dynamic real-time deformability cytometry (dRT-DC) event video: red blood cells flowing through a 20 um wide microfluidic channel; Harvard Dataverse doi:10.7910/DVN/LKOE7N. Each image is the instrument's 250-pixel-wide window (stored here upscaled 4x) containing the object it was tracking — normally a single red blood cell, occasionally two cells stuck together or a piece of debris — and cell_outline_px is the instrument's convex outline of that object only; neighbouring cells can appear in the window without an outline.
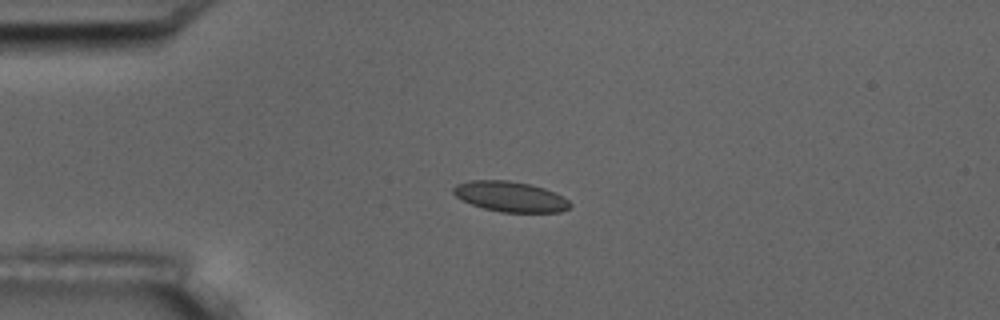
{"species": "common noctule bat (a hibernating species)", "species_latin": "Nyctalus noctula", "temperature_condition": "room temperature", "stored_images_in_passage": 6, "camera_frame_rate_fps": 3000, "um_per_image_px": 0.085, "animal": {"sex": "male", "body_mass_g": 17.5, "forearm_length_mm": 52.3}, "frame": {"image": 1, "passage_image": 3, "time_ms": 2.333, "image_size_px": [1000, 320], "cell_outline_px": [[572, 204], [568, 208], [560, 212], [500, 212], [484, 208], [460, 200], [452, 192], [452, 188], [456, 184], [468, 180], [508, 180], [528, 184], [544, 188], [564, 196]], "centroid_in_image_um": [43.35, 16.7], "position_along_channel_um": 41.6, "area_um2": 20.69}}